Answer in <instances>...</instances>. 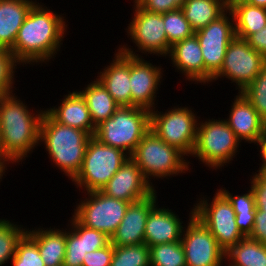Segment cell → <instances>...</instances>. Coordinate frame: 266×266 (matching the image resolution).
<instances>
[{"label":"cell","mask_w":266,"mask_h":266,"mask_svg":"<svg viewBox=\"0 0 266 266\" xmlns=\"http://www.w3.org/2000/svg\"><path fill=\"white\" fill-rule=\"evenodd\" d=\"M227 120L229 127L240 141L256 144L266 134V122L242 92L236 96Z\"/></svg>","instance_id":"18"},{"label":"cell","mask_w":266,"mask_h":266,"mask_svg":"<svg viewBox=\"0 0 266 266\" xmlns=\"http://www.w3.org/2000/svg\"><path fill=\"white\" fill-rule=\"evenodd\" d=\"M231 12L234 16L235 36L240 39L246 40L266 26V8L241 3Z\"/></svg>","instance_id":"27"},{"label":"cell","mask_w":266,"mask_h":266,"mask_svg":"<svg viewBox=\"0 0 266 266\" xmlns=\"http://www.w3.org/2000/svg\"><path fill=\"white\" fill-rule=\"evenodd\" d=\"M150 111V129L168 145L178 148L186 156L193 154L197 139L198 121L188 107H174L164 114ZM189 154V155H187Z\"/></svg>","instance_id":"8"},{"label":"cell","mask_w":266,"mask_h":266,"mask_svg":"<svg viewBox=\"0 0 266 266\" xmlns=\"http://www.w3.org/2000/svg\"><path fill=\"white\" fill-rule=\"evenodd\" d=\"M20 62L9 50L0 48V97L12 93L15 66Z\"/></svg>","instance_id":"35"},{"label":"cell","mask_w":266,"mask_h":266,"mask_svg":"<svg viewBox=\"0 0 266 266\" xmlns=\"http://www.w3.org/2000/svg\"><path fill=\"white\" fill-rule=\"evenodd\" d=\"M72 220V229H74L81 237H84L85 252L89 253L106 246L110 242L104 232L90 229L80 224L74 217Z\"/></svg>","instance_id":"37"},{"label":"cell","mask_w":266,"mask_h":266,"mask_svg":"<svg viewBox=\"0 0 266 266\" xmlns=\"http://www.w3.org/2000/svg\"><path fill=\"white\" fill-rule=\"evenodd\" d=\"M230 201L235 213H255V199L252 189L243 195H231L226 189H219Z\"/></svg>","instance_id":"38"},{"label":"cell","mask_w":266,"mask_h":266,"mask_svg":"<svg viewBox=\"0 0 266 266\" xmlns=\"http://www.w3.org/2000/svg\"><path fill=\"white\" fill-rule=\"evenodd\" d=\"M37 3L32 0H0V48L11 49L24 20Z\"/></svg>","instance_id":"23"},{"label":"cell","mask_w":266,"mask_h":266,"mask_svg":"<svg viewBox=\"0 0 266 266\" xmlns=\"http://www.w3.org/2000/svg\"><path fill=\"white\" fill-rule=\"evenodd\" d=\"M182 231V223L171 209L157 208L155 205L147 217L144 243L150 247L157 244L179 242Z\"/></svg>","instance_id":"19"},{"label":"cell","mask_w":266,"mask_h":266,"mask_svg":"<svg viewBox=\"0 0 266 266\" xmlns=\"http://www.w3.org/2000/svg\"><path fill=\"white\" fill-rule=\"evenodd\" d=\"M6 162L8 163L9 161L0 155V179H2L3 173H5V164H7Z\"/></svg>","instance_id":"48"},{"label":"cell","mask_w":266,"mask_h":266,"mask_svg":"<svg viewBox=\"0 0 266 266\" xmlns=\"http://www.w3.org/2000/svg\"><path fill=\"white\" fill-rule=\"evenodd\" d=\"M9 220L0 219V266L13 259L18 241L27 230Z\"/></svg>","instance_id":"32"},{"label":"cell","mask_w":266,"mask_h":266,"mask_svg":"<svg viewBox=\"0 0 266 266\" xmlns=\"http://www.w3.org/2000/svg\"><path fill=\"white\" fill-rule=\"evenodd\" d=\"M246 41L253 49L259 52L266 60V26L262 30L254 34H251L246 39Z\"/></svg>","instance_id":"43"},{"label":"cell","mask_w":266,"mask_h":266,"mask_svg":"<svg viewBox=\"0 0 266 266\" xmlns=\"http://www.w3.org/2000/svg\"><path fill=\"white\" fill-rule=\"evenodd\" d=\"M86 256L84 237H81L74 229L66 232V252L63 266H82L83 258Z\"/></svg>","instance_id":"36"},{"label":"cell","mask_w":266,"mask_h":266,"mask_svg":"<svg viewBox=\"0 0 266 266\" xmlns=\"http://www.w3.org/2000/svg\"><path fill=\"white\" fill-rule=\"evenodd\" d=\"M156 191L141 200L129 203L125 216L116 232L111 236L113 246H130L144 243V232L148 214L156 205Z\"/></svg>","instance_id":"17"},{"label":"cell","mask_w":266,"mask_h":266,"mask_svg":"<svg viewBox=\"0 0 266 266\" xmlns=\"http://www.w3.org/2000/svg\"><path fill=\"white\" fill-rule=\"evenodd\" d=\"M241 92L266 122V64L255 79Z\"/></svg>","instance_id":"33"},{"label":"cell","mask_w":266,"mask_h":266,"mask_svg":"<svg viewBox=\"0 0 266 266\" xmlns=\"http://www.w3.org/2000/svg\"><path fill=\"white\" fill-rule=\"evenodd\" d=\"M154 191L152 183L146 180L141 169L130 157L101 190L109 197L130 203L146 198Z\"/></svg>","instance_id":"16"},{"label":"cell","mask_w":266,"mask_h":266,"mask_svg":"<svg viewBox=\"0 0 266 266\" xmlns=\"http://www.w3.org/2000/svg\"><path fill=\"white\" fill-rule=\"evenodd\" d=\"M79 92L86 100L90 117L95 127L111 118L119 108V105L98 79L87 85L85 90Z\"/></svg>","instance_id":"25"},{"label":"cell","mask_w":266,"mask_h":266,"mask_svg":"<svg viewBox=\"0 0 266 266\" xmlns=\"http://www.w3.org/2000/svg\"><path fill=\"white\" fill-rule=\"evenodd\" d=\"M91 137L86 131L60 124L44 112L40 125V141L45 143V149L53 163L72 180L81 170Z\"/></svg>","instance_id":"3"},{"label":"cell","mask_w":266,"mask_h":266,"mask_svg":"<svg viewBox=\"0 0 266 266\" xmlns=\"http://www.w3.org/2000/svg\"><path fill=\"white\" fill-rule=\"evenodd\" d=\"M174 66L190 81L205 83V64L198 38L193 36L173 44L168 53Z\"/></svg>","instance_id":"21"},{"label":"cell","mask_w":266,"mask_h":266,"mask_svg":"<svg viewBox=\"0 0 266 266\" xmlns=\"http://www.w3.org/2000/svg\"><path fill=\"white\" fill-rule=\"evenodd\" d=\"M199 201L193 207V215L211 232L218 245L227 252L245 236L236 224V214L227 197L218 190L211 203Z\"/></svg>","instance_id":"9"},{"label":"cell","mask_w":266,"mask_h":266,"mask_svg":"<svg viewBox=\"0 0 266 266\" xmlns=\"http://www.w3.org/2000/svg\"><path fill=\"white\" fill-rule=\"evenodd\" d=\"M246 3L253 5V6L266 8V0H247Z\"/></svg>","instance_id":"47"},{"label":"cell","mask_w":266,"mask_h":266,"mask_svg":"<svg viewBox=\"0 0 266 266\" xmlns=\"http://www.w3.org/2000/svg\"><path fill=\"white\" fill-rule=\"evenodd\" d=\"M26 233L37 243L46 266H63L66 252V230L35 229Z\"/></svg>","instance_id":"24"},{"label":"cell","mask_w":266,"mask_h":266,"mask_svg":"<svg viewBox=\"0 0 266 266\" xmlns=\"http://www.w3.org/2000/svg\"><path fill=\"white\" fill-rule=\"evenodd\" d=\"M164 29L170 46L195 34L182 9L163 13Z\"/></svg>","instance_id":"31"},{"label":"cell","mask_w":266,"mask_h":266,"mask_svg":"<svg viewBox=\"0 0 266 266\" xmlns=\"http://www.w3.org/2000/svg\"><path fill=\"white\" fill-rule=\"evenodd\" d=\"M248 237L266 244V212H255L254 226Z\"/></svg>","instance_id":"42"},{"label":"cell","mask_w":266,"mask_h":266,"mask_svg":"<svg viewBox=\"0 0 266 266\" xmlns=\"http://www.w3.org/2000/svg\"><path fill=\"white\" fill-rule=\"evenodd\" d=\"M182 11L196 32L220 17L226 9L222 0H185Z\"/></svg>","instance_id":"26"},{"label":"cell","mask_w":266,"mask_h":266,"mask_svg":"<svg viewBox=\"0 0 266 266\" xmlns=\"http://www.w3.org/2000/svg\"><path fill=\"white\" fill-rule=\"evenodd\" d=\"M110 266H151L149 246L146 243L114 246Z\"/></svg>","instance_id":"30"},{"label":"cell","mask_w":266,"mask_h":266,"mask_svg":"<svg viewBox=\"0 0 266 266\" xmlns=\"http://www.w3.org/2000/svg\"><path fill=\"white\" fill-rule=\"evenodd\" d=\"M251 181L257 212H266V175L256 173Z\"/></svg>","instance_id":"41"},{"label":"cell","mask_w":266,"mask_h":266,"mask_svg":"<svg viewBox=\"0 0 266 266\" xmlns=\"http://www.w3.org/2000/svg\"><path fill=\"white\" fill-rule=\"evenodd\" d=\"M114 58L97 79L119 106H131L130 55L118 50Z\"/></svg>","instance_id":"20"},{"label":"cell","mask_w":266,"mask_h":266,"mask_svg":"<svg viewBox=\"0 0 266 266\" xmlns=\"http://www.w3.org/2000/svg\"><path fill=\"white\" fill-rule=\"evenodd\" d=\"M135 14L128 26V33L140 51L168 55L171 46L164 29L163 14L148 12L134 3Z\"/></svg>","instance_id":"14"},{"label":"cell","mask_w":266,"mask_h":266,"mask_svg":"<svg viewBox=\"0 0 266 266\" xmlns=\"http://www.w3.org/2000/svg\"><path fill=\"white\" fill-rule=\"evenodd\" d=\"M12 262L13 266H46L37 243L27 233L18 241Z\"/></svg>","instance_id":"34"},{"label":"cell","mask_w":266,"mask_h":266,"mask_svg":"<svg viewBox=\"0 0 266 266\" xmlns=\"http://www.w3.org/2000/svg\"><path fill=\"white\" fill-rule=\"evenodd\" d=\"M42 6L35 3L29 10L10 49L20 64L49 61L57 53L64 37L67 27L64 17L62 19Z\"/></svg>","instance_id":"1"},{"label":"cell","mask_w":266,"mask_h":266,"mask_svg":"<svg viewBox=\"0 0 266 266\" xmlns=\"http://www.w3.org/2000/svg\"><path fill=\"white\" fill-rule=\"evenodd\" d=\"M265 64L263 56L246 40L235 37L227 46L223 65L212 80L225 76L233 80L241 92L255 79Z\"/></svg>","instance_id":"12"},{"label":"cell","mask_w":266,"mask_h":266,"mask_svg":"<svg viewBox=\"0 0 266 266\" xmlns=\"http://www.w3.org/2000/svg\"><path fill=\"white\" fill-rule=\"evenodd\" d=\"M45 111L60 124L86 131L90 136L95 134L96 127L91 120L86 100L80 92H69L58 108Z\"/></svg>","instance_id":"22"},{"label":"cell","mask_w":266,"mask_h":266,"mask_svg":"<svg viewBox=\"0 0 266 266\" xmlns=\"http://www.w3.org/2000/svg\"><path fill=\"white\" fill-rule=\"evenodd\" d=\"M222 1L226 10H231L236 5L247 2V0H222Z\"/></svg>","instance_id":"46"},{"label":"cell","mask_w":266,"mask_h":266,"mask_svg":"<svg viewBox=\"0 0 266 266\" xmlns=\"http://www.w3.org/2000/svg\"><path fill=\"white\" fill-rule=\"evenodd\" d=\"M149 251L151 266H186L181 241L150 246Z\"/></svg>","instance_id":"29"},{"label":"cell","mask_w":266,"mask_h":266,"mask_svg":"<svg viewBox=\"0 0 266 266\" xmlns=\"http://www.w3.org/2000/svg\"><path fill=\"white\" fill-rule=\"evenodd\" d=\"M134 2L148 12L163 14L182 9L185 0H134Z\"/></svg>","instance_id":"39"},{"label":"cell","mask_w":266,"mask_h":266,"mask_svg":"<svg viewBox=\"0 0 266 266\" xmlns=\"http://www.w3.org/2000/svg\"><path fill=\"white\" fill-rule=\"evenodd\" d=\"M190 214V222L181 236L186 266H222L226 252L209 229L193 215V209Z\"/></svg>","instance_id":"13"},{"label":"cell","mask_w":266,"mask_h":266,"mask_svg":"<svg viewBox=\"0 0 266 266\" xmlns=\"http://www.w3.org/2000/svg\"><path fill=\"white\" fill-rule=\"evenodd\" d=\"M260 146V154L262 157V166L261 168H259V173L260 174H264L266 175V134L264 135V137L258 142V144Z\"/></svg>","instance_id":"45"},{"label":"cell","mask_w":266,"mask_h":266,"mask_svg":"<svg viewBox=\"0 0 266 266\" xmlns=\"http://www.w3.org/2000/svg\"><path fill=\"white\" fill-rule=\"evenodd\" d=\"M87 194L89 198L79 202L73 217L85 227L104 232L111 238L130 202L109 197L101 191Z\"/></svg>","instance_id":"10"},{"label":"cell","mask_w":266,"mask_h":266,"mask_svg":"<svg viewBox=\"0 0 266 266\" xmlns=\"http://www.w3.org/2000/svg\"><path fill=\"white\" fill-rule=\"evenodd\" d=\"M236 214V224L240 232L248 237L252 232L254 226L255 213H235Z\"/></svg>","instance_id":"44"},{"label":"cell","mask_w":266,"mask_h":266,"mask_svg":"<svg viewBox=\"0 0 266 266\" xmlns=\"http://www.w3.org/2000/svg\"><path fill=\"white\" fill-rule=\"evenodd\" d=\"M228 12L232 18L227 16ZM195 35L201 46L205 64V83H208L220 71L227 46L236 37L233 13L226 10L208 26L197 30Z\"/></svg>","instance_id":"11"},{"label":"cell","mask_w":266,"mask_h":266,"mask_svg":"<svg viewBox=\"0 0 266 266\" xmlns=\"http://www.w3.org/2000/svg\"><path fill=\"white\" fill-rule=\"evenodd\" d=\"M16 99L13 93L0 97V155L9 162L21 161L39 144L45 112L34 116L23 101Z\"/></svg>","instance_id":"2"},{"label":"cell","mask_w":266,"mask_h":266,"mask_svg":"<svg viewBox=\"0 0 266 266\" xmlns=\"http://www.w3.org/2000/svg\"><path fill=\"white\" fill-rule=\"evenodd\" d=\"M129 157L123 150L102 144L92 136L81 170L72 181L77 188L85 187L87 193L101 191Z\"/></svg>","instance_id":"6"},{"label":"cell","mask_w":266,"mask_h":266,"mask_svg":"<svg viewBox=\"0 0 266 266\" xmlns=\"http://www.w3.org/2000/svg\"><path fill=\"white\" fill-rule=\"evenodd\" d=\"M240 142L226 120L212 118L204 123H198L192 155L210 168L218 169L233 160Z\"/></svg>","instance_id":"7"},{"label":"cell","mask_w":266,"mask_h":266,"mask_svg":"<svg viewBox=\"0 0 266 266\" xmlns=\"http://www.w3.org/2000/svg\"><path fill=\"white\" fill-rule=\"evenodd\" d=\"M183 156V152L165 143L150 129L137 144L130 158L151 183L148 180L149 176L167 178L188 171L189 167Z\"/></svg>","instance_id":"5"},{"label":"cell","mask_w":266,"mask_h":266,"mask_svg":"<svg viewBox=\"0 0 266 266\" xmlns=\"http://www.w3.org/2000/svg\"><path fill=\"white\" fill-rule=\"evenodd\" d=\"M121 53L130 55V89L131 106L154 110L156 91L162 77L160 67H154L151 63L135 54L131 48L123 46L118 49Z\"/></svg>","instance_id":"15"},{"label":"cell","mask_w":266,"mask_h":266,"mask_svg":"<svg viewBox=\"0 0 266 266\" xmlns=\"http://www.w3.org/2000/svg\"><path fill=\"white\" fill-rule=\"evenodd\" d=\"M114 254V246L109 242L106 246L87 253L82 266H110Z\"/></svg>","instance_id":"40"},{"label":"cell","mask_w":266,"mask_h":266,"mask_svg":"<svg viewBox=\"0 0 266 266\" xmlns=\"http://www.w3.org/2000/svg\"><path fill=\"white\" fill-rule=\"evenodd\" d=\"M235 266H266V244L244 237L225 253Z\"/></svg>","instance_id":"28"},{"label":"cell","mask_w":266,"mask_h":266,"mask_svg":"<svg viewBox=\"0 0 266 266\" xmlns=\"http://www.w3.org/2000/svg\"><path fill=\"white\" fill-rule=\"evenodd\" d=\"M149 130V110L134 106H119L111 118L96 126L93 137L102 144L125 151L130 156Z\"/></svg>","instance_id":"4"}]
</instances>
